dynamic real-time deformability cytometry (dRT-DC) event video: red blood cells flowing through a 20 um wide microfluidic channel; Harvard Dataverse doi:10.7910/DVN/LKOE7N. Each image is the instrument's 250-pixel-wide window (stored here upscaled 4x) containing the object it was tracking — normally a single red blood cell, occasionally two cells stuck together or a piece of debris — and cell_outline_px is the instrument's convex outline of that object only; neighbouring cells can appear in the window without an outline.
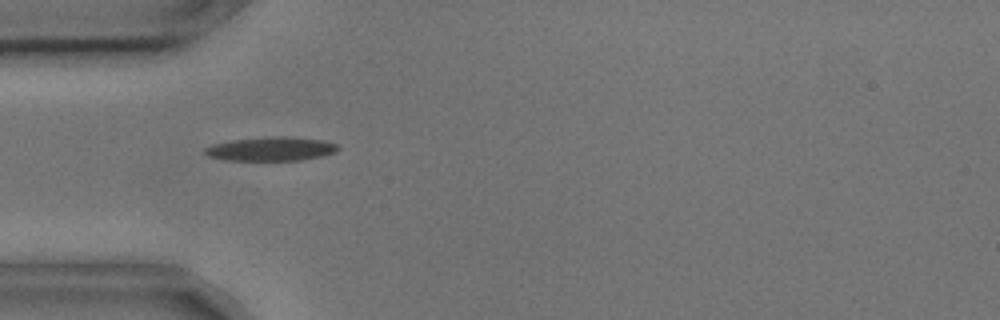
{"species": "common noctule bat (a hibernating species)", "species_latin": "Nyctalus noctula", "temperature_condition": "cold", "stored_images_in_passage": 4, "camera_frame_rate_fps": 3000, "um_per_image_px": 0.085, "animal": {"sex": "male", "body_mass_g": 17.9, "forearm_length_mm": 54.2}, "frame": {"image": 1, "passage_image": 4, "time_ms": 1.0, "image_size_px": [1000, 320], "cell_outline_px": [[340, 148], [336, 152], [324, 156], [300, 160], [228, 160], [208, 156], [204, 152], [204, 148], [212, 144], [232, 140], [276, 136], [292, 136], [320, 140], [336, 144]], "centroid_in_image_um": [23.06, 12.65], "position_along_channel_um": 61.9, "area_um2": 18.5}}